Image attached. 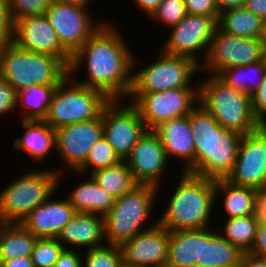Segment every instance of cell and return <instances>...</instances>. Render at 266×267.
I'll return each mask as SVG.
<instances>
[{
	"mask_svg": "<svg viewBox=\"0 0 266 267\" xmlns=\"http://www.w3.org/2000/svg\"><path fill=\"white\" fill-rule=\"evenodd\" d=\"M186 15L184 0H163L150 17L170 28L178 24Z\"/></svg>",
	"mask_w": 266,
	"mask_h": 267,
	"instance_id": "cell-37",
	"label": "cell"
},
{
	"mask_svg": "<svg viewBox=\"0 0 266 267\" xmlns=\"http://www.w3.org/2000/svg\"><path fill=\"white\" fill-rule=\"evenodd\" d=\"M211 227L201 229V267H240L244 253Z\"/></svg>",
	"mask_w": 266,
	"mask_h": 267,
	"instance_id": "cell-23",
	"label": "cell"
},
{
	"mask_svg": "<svg viewBox=\"0 0 266 267\" xmlns=\"http://www.w3.org/2000/svg\"><path fill=\"white\" fill-rule=\"evenodd\" d=\"M82 267H120L123 259L119 246L105 244L104 246L85 249Z\"/></svg>",
	"mask_w": 266,
	"mask_h": 267,
	"instance_id": "cell-35",
	"label": "cell"
},
{
	"mask_svg": "<svg viewBox=\"0 0 266 267\" xmlns=\"http://www.w3.org/2000/svg\"><path fill=\"white\" fill-rule=\"evenodd\" d=\"M173 193V194H172ZM157 223L170 231L204 229L215 209V180L183 172ZM214 207V209H213Z\"/></svg>",
	"mask_w": 266,
	"mask_h": 267,
	"instance_id": "cell-3",
	"label": "cell"
},
{
	"mask_svg": "<svg viewBox=\"0 0 266 267\" xmlns=\"http://www.w3.org/2000/svg\"><path fill=\"white\" fill-rule=\"evenodd\" d=\"M76 184L66 197L76 212L104 216L115 203V197L105 192L92 176Z\"/></svg>",
	"mask_w": 266,
	"mask_h": 267,
	"instance_id": "cell-26",
	"label": "cell"
},
{
	"mask_svg": "<svg viewBox=\"0 0 266 267\" xmlns=\"http://www.w3.org/2000/svg\"><path fill=\"white\" fill-rule=\"evenodd\" d=\"M166 267H201V229L170 231Z\"/></svg>",
	"mask_w": 266,
	"mask_h": 267,
	"instance_id": "cell-25",
	"label": "cell"
},
{
	"mask_svg": "<svg viewBox=\"0 0 266 267\" xmlns=\"http://www.w3.org/2000/svg\"><path fill=\"white\" fill-rule=\"evenodd\" d=\"M245 7L266 23V0H247Z\"/></svg>",
	"mask_w": 266,
	"mask_h": 267,
	"instance_id": "cell-46",
	"label": "cell"
},
{
	"mask_svg": "<svg viewBox=\"0 0 266 267\" xmlns=\"http://www.w3.org/2000/svg\"><path fill=\"white\" fill-rule=\"evenodd\" d=\"M13 44L23 50L54 56L69 68L71 56L62 48L46 15L16 20Z\"/></svg>",
	"mask_w": 266,
	"mask_h": 267,
	"instance_id": "cell-17",
	"label": "cell"
},
{
	"mask_svg": "<svg viewBox=\"0 0 266 267\" xmlns=\"http://www.w3.org/2000/svg\"><path fill=\"white\" fill-rule=\"evenodd\" d=\"M52 2L53 0H8L14 22L30 16L45 15Z\"/></svg>",
	"mask_w": 266,
	"mask_h": 267,
	"instance_id": "cell-38",
	"label": "cell"
},
{
	"mask_svg": "<svg viewBox=\"0 0 266 267\" xmlns=\"http://www.w3.org/2000/svg\"><path fill=\"white\" fill-rule=\"evenodd\" d=\"M170 28V36L160 50L170 55L190 57L201 64L208 52L211 38L218 28V21L214 17L187 14ZM200 50H204L205 53L202 54ZM199 53L203 56L200 57Z\"/></svg>",
	"mask_w": 266,
	"mask_h": 267,
	"instance_id": "cell-14",
	"label": "cell"
},
{
	"mask_svg": "<svg viewBox=\"0 0 266 267\" xmlns=\"http://www.w3.org/2000/svg\"><path fill=\"white\" fill-rule=\"evenodd\" d=\"M188 117L195 142L193 174L225 179L235 164L243 135L222 127L200 104Z\"/></svg>",
	"mask_w": 266,
	"mask_h": 267,
	"instance_id": "cell-2",
	"label": "cell"
},
{
	"mask_svg": "<svg viewBox=\"0 0 266 267\" xmlns=\"http://www.w3.org/2000/svg\"><path fill=\"white\" fill-rule=\"evenodd\" d=\"M57 239L65 249H75L73 248L74 246L76 250L80 246L86 247V249L104 246L106 242H104L103 217L90 213L76 212L71 221L64 226Z\"/></svg>",
	"mask_w": 266,
	"mask_h": 267,
	"instance_id": "cell-22",
	"label": "cell"
},
{
	"mask_svg": "<svg viewBox=\"0 0 266 267\" xmlns=\"http://www.w3.org/2000/svg\"><path fill=\"white\" fill-rule=\"evenodd\" d=\"M22 127L25 133L14 140V148L27 152L33 161L42 163L55 149V129L43 120H22Z\"/></svg>",
	"mask_w": 266,
	"mask_h": 267,
	"instance_id": "cell-24",
	"label": "cell"
},
{
	"mask_svg": "<svg viewBox=\"0 0 266 267\" xmlns=\"http://www.w3.org/2000/svg\"><path fill=\"white\" fill-rule=\"evenodd\" d=\"M102 117L55 129V151L63 166L74 172L85 162L93 145L102 136ZM57 149V150H56Z\"/></svg>",
	"mask_w": 266,
	"mask_h": 267,
	"instance_id": "cell-16",
	"label": "cell"
},
{
	"mask_svg": "<svg viewBox=\"0 0 266 267\" xmlns=\"http://www.w3.org/2000/svg\"><path fill=\"white\" fill-rule=\"evenodd\" d=\"M119 162H121L120 158L115 154L109 142L102 135L91 148L84 164L74 172L77 173L78 176H83L90 170L89 174L91 175L97 170L115 166Z\"/></svg>",
	"mask_w": 266,
	"mask_h": 267,
	"instance_id": "cell-34",
	"label": "cell"
},
{
	"mask_svg": "<svg viewBox=\"0 0 266 267\" xmlns=\"http://www.w3.org/2000/svg\"><path fill=\"white\" fill-rule=\"evenodd\" d=\"M91 176L105 192L115 198L123 196L138 185L125 161L97 170Z\"/></svg>",
	"mask_w": 266,
	"mask_h": 267,
	"instance_id": "cell-31",
	"label": "cell"
},
{
	"mask_svg": "<svg viewBox=\"0 0 266 267\" xmlns=\"http://www.w3.org/2000/svg\"><path fill=\"white\" fill-rule=\"evenodd\" d=\"M259 128L266 133V116L259 122Z\"/></svg>",
	"mask_w": 266,
	"mask_h": 267,
	"instance_id": "cell-54",
	"label": "cell"
},
{
	"mask_svg": "<svg viewBox=\"0 0 266 267\" xmlns=\"http://www.w3.org/2000/svg\"><path fill=\"white\" fill-rule=\"evenodd\" d=\"M120 267H148V266L130 265L126 264L125 262H122Z\"/></svg>",
	"mask_w": 266,
	"mask_h": 267,
	"instance_id": "cell-55",
	"label": "cell"
},
{
	"mask_svg": "<svg viewBox=\"0 0 266 267\" xmlns=\"http://www.w3.org/2000/svg\"><path fill=\"white\" fill-rule=\"evenodd\" d=\"M114 24L106 21L71 57L69 76L83 65L87 79L77 83L102 91L110 99L127 97L132 87L133 52Z\"/></svg>",
	"mask_w": 266,
	"mask_h": 267,
	"instance_id": "cell-1",
	"label": "cell"
},
{
	"mask_svg": "<svg viewBox=\"0 0 266 267\" xmlns=\"http://www.w3.org/2000/svg\"><path fill=\"white\" fill-rule=\"evenodd\" d=\"M240 267H266V258L254 256L250 253H244Z\"/></svg>",
	"mask_w": 266,
	"mask_h": 267,
	"instance_id": "cell-49",
	"label": "cell"
},
{
	"mask_svg": "<svg viewBox=\"0 0 266 267\" xmlns=\"http://www.w3.org/2000/svg\"><path fill=\"white\" fill-rule=\"evenodd\" d=\"M223 226L224 230L220 234L224 239L239 248L243 253H248L254 243L258 227L252 215L228 218Z\"/></svg>",
	"mask_w": 266,
	"mask_h": 267,
	"instance_id": "cell-33",
	"label": "cell"
},
{
	"mask_svg": "<svg viewBox=\"0 0 266 267\" xmlns=\"http://www.w3.org/2000/svg\"><path fill=\"white\" fill-rule=\"evenodd\" d=\"M187 14L214 17L219 20L220 13L215 0H184Z\"/></svg>",
	"mask_w": 266,
	"mask_h": 267,
	"instance_id": "cell-39",
	"label": "cell"
},
{
	"mask_svg": "<svg viewBox=\"0 0 266 267\" xmlns=\"http://www.w3.org/2000/svg\"><path fill=\"white\" fill-rule=\"evenodd\" d=\"M16 102L17 93L15 89L0 76V117L17 108Z\"/></svg>",
	"mask_w": 266,
	"mask_h": 267,
	"instance_id": "cell-40",
	"label": "cell"
},
{
	"mask_svg": "<svg viewBox=\"0 0 266 267\" xmlns=\"http://www.w3.org/2000/svg\"><path fill=\"white\" fill-rule=\"evenodd\" d=\"M76 81V82H75ZM111 99L69 75L57 85L43 121L52 129L97 118Z\"/></svg>",
	"mask_w": 266,
	"mask_h": 267,
	"instance_id": "cell-8",
	"label": "cell"
},
{
	"mask_svg": "<svg viewBox=\"0 0 266 267\" xmlns=\"http://www.w3.org/2000/svg\"><path fill=\"white\" fill-rule=\"evenodd\" d=\"M228 182L254 189H266V133L259 127L241 138L238 156Z\"/></svg>",
	"mask_w": 266,
	"mask_h": 267,
	"instance_id": "cell-15",
	"label": "cell"
},
{
	"mask_svg": "<svg viewBox=\"0 0 266 267\" xmlns=\"http://www.w3.org/2000/svg\"><path fill=\"white\" fill-rule=\"evenodd\" d=\"M13 43L4 35L0 33V57Z\"/></svg>",
	"mask_w": 266,
	"mask_h": 267,
	"instance_id": "cell-51",
	"label": "cell"
},
{
	"mask_svg": "<svg viewBox=\"0 0 266 267\" xmlns=\"http://www.w3.org/2000/svg\"><path fill=\"white\" fill-rule=\"evenodd\" d=\"M120 99H111L101 112L102 135L121 161L130 155L138 140L147 131L136 107Z\"/></svg>",
	"mask_w": 266,
	"mask_h": 267,
	"instance_id": "cell-13",
	"label": "cell"
},
{
	"mask_svg": "<svg viewBox=\"0 0 266 267\" xmlns=\"http://www.w3.org/2000/svg\"><path fill=\"white\" fill-rule=\"evenodd\" d=\"M261 61L265 67V70H266V39H265V42H264V45H263V48H262V58H261Z\"/></svg>",
	"mask_w": 266,
	"mask_h": 267,
	"instance_id": "cell-53",
	"label": "cell"
},
{
	"mask_svg": "<svg viewBox=\"0 0 266 267\" xmlns=\"http://www.w3.org/2000/svg\"><path fill=\"white\" fill-rule=\"evenodd\" d=\"M56 87L36 84L17 92V108L23 106L27 110L21 120H43Z\"/></svg>",
	"mask_w": 266,
	"mask_h": 267,
	"instance_id": "cell-32",
	"label": "cell"
},
{
	"mask_svg": "<svg viewBox=\"0 0 266 267\" xmlns=\"http://www.w3.org/2000/svg\"><path fill=\"white\" fill-rule=\"evenodd\" d=\"M218 27L230 35L251 39L266 38V23L245 6L220 13Z\"/></svg>",
	"mask_w": 266,
	"mask_h": 267,
	"instance_id": "cell-27",
	"label": "cell"
},
{
	"mask_svg": "<svg viewBox=\"0 0 266 267\" xmlns=\"http://www.w3.org/2000/svg\"><path fill=\"white\" fill-rule=\"evenodd\" d=\"M265 74V67L260 61L244 66L227 68L217 76L236 91L251 97L262 84Z\"/></svg>",
	"mask_w": 266,
	"mask_h": 267,
	"instance_id": "cell-30",
	"label": "cell"
},
{
	"mask_svg": "<svg viewBox=\"0 0 266 267\" xmlns=\"http://www.w3.org/2000/svg\"><path fill=\"white\" fill-rule=\"evenodd\" d=\"M251 215L258 225H266V189L256 190Z\"/></svg>",
	"mask_w": 266,
	"mask_h": 267,
	"instance_id": "cell-43",
	"label": "cell"
},
{
	"mask_svg": "<svg viewBox=\"0 0 266 267\" xmlns=\"http://www.w3.org/2000/svg\"><path fill=\"white\" fill-rule=\"evenodd\" d=\"M199 104L202 105L224 128L241 135L259 127L251 97L236 91L217 75L206 76L199 83Z\"/></svg>",
	"mask_w": 266,
	"mask_h": 267,
	"instance_id": "cell-6",
	"label": "cell"
},
{
	"mask_svg": "<svg viewBox=\"0 0 266 267\" xmlns=\"http://www.w3.org/2000/svg\"><path fill=\"white\" fill-rule=\"evenodd\" d=\"M257 189L237 186L225 179L215 180V201L219 194L224 196L223 207L228 218L250 216Z\"/></svg>",
	"mask_w": 266,
	"mask_h": 267,
	"instance_id": "cell-28",
	"label": "cell"
},
{
	"mask_svg": "<svg viewBox=\"0 0 266 267\" xmlns=\"http://www.w3.org/2000/svg\"><path fill=\"white\" fill-rule=\"evenodd\" d=\"M248 253L266 258V225H258L254 243Z\"/></svg>",
	"mask_w": 266,
	"mask_h": 267,
	"instance_id": "cell-45",
	"label": "cell"
},
{
	"mask_svg": "<svg viewBox=\"0 0 266 267\" xmlns=\"http://www.w3.org/2000/svg\"><path fill=\"white\" fill-rule=\"evenodd\" d=\"M157 60L139 69L133 57L132 87L130 93H154L175 88H193L192 79L200 64L186 56L170 55L160 51ZM191 82V83H190Z\"/></svg>",
	"mask_w": 266,
	"mask_h": 267,
	"instance_id": "cell-9",
	"label": "cell"
},
{
	"mask_svg": "<svg viewBox=\"0 0 266 267\" xmlns=\"http://www.w3.org/2000/svg\"><path fill=\"white\" fill-rule=\"evenodd\" d=\"M75 213L66 196L64 200L51 196L34 208L20 223L37 238H57Z\"/></svg>",
	"mask_w": 266,
	"mask_h": 267,
	"instance_id": "cell-20",
	"label": "cell"
},
{
	"mask_svg": "<svg viewBox=\"0 0 266 267\" xmlns=\"http://www.w3.org/2000/svg\"><path fill=\"white\" fill-rule=\"evenodd\" d=\"M163 0H133L137 7L141 10V12H145L147 17L153 14V12L159 7ZM149 15V16H148Z\"/></svg>",
	"mask_w": 266,
	"mask_h": 267,
	"instance_id": "cell-48",
	"label": "cell"
},
{
	"mask_svg": "<svg viewBox=\"0 0 266 267\" xmlns=\"http://www.w3.org/2000/svg\"><path fill=\"white\" fill-rule=\"evenodd\" d=\"M170 232L158 223L119 247L123 262L130 265L166 267Z\"/></svg>",
	"mask_w": 266,
	"mask_h": 267,
	"instance_id": "cell-19",
	"label": "cell"
},
{
	"mask_svg": "<svg viewBox=\"0 0 266 267\" xmlns=\"http://www.w3.org/2000/svg\"><path fill=\"white\" fill-rule=\"evenodd\" d=\"M135 181L160 188V181L170 163L159 137L147 130L125 159Z\"/></svg>",
	"mask_w": 266,
	"mask_h": 267,
	"instance_id": "cell-18",
	"label": "cell"
},
{
	"mask_svg": "<svg viewBox=\"0 0 266 267\" xmlns=\"http://www.w3.org/2000/svg\"><path fill=\"white\" fill-rule=\"evenodd\" d=\"M152 131L162 142L167 158H180L184 161L182 171L193 174L195 142L188 115L162 122Z\"/></svg>",
	"mask_w": 266,
	"mask_h": 267,
	"instance_id": "cell-21",
	"label": "cell"
},
{
	"mask_svg": "<svg viewBox=\"0 0 266 267\" xmlns=\"http://www.w3.org/2000/svg\"><path fill=\"white\" fill-rule=\"evenodd\" d=\"M147 130L160 123L190 114L199 104V85L194 88H175L154 93H129Z\"/></svg>",
	"mask_w": 266,
	"mask_h": 267,
	"instance_id": "cell-10",
	"label": "cell"
},
{
	"mask_svg": "<svg viewBox=\"0 0 266 267\" xmlns=\"http://www.w3.org/2000/svg\"><path fill=\"white\" fill-rule=\"evenodd\" d=\"M42 170V171H41ZM29 170L0 193V223H20L57 190L64 168Z\"/></svg>",
	"mask_w": 266,
	"mask_h": 267,
	"instance_id": "cell-5",
	"label": "cell"
},
{
	"mask_svg": "<svg viewBox=\"0 0 266 267\" xmlns=\"http://www.w3.org/2000/svg\"><path fill=\"white\" fill-rule=\"evenodd\" d=\"M37 239L21 223H0V260L31 256Z\"/></svg>",
	"mask_w": 266,
	"mask_h": 267,
	"instance_id": "cell-29",
	"label": "cell"
},
{
	"mask_svg": "<svg viewBox=\"0 0 266 267\" xmlns=\"http://www.w3.org/2000/svg\"><path fill=\"white\" fill-rule=\"evenodd\" d=\"M159 189L149 184H138L128 193L115 199L111 209L103 216L106 244L120 246L157 223L144 226L153 212L151 210L157 201Z\"/></svg>",
	"mask_w": 266,
	"mask_h": 267,
	"instance_id": "cell-4",
	"label": "cell"
},
{
	"mask_svg": "<svg viewBox=\"0 0 266 267\" xmlns=\"http://www.w3.org/2000/svg\"><path fill=\"white\" fill-rule=\"evenodd\" d=\"M0 33L13 43L14 21L9 11L8 0H0Z\"/></svg>",
	"mask_w": 266,
	"mask_h": 267,
	"instance_id": "cell-42",
	"label": "cell"
},
{
	"mask_svg": "<svg viewBox=\"0 0 266 267\" xmlns=\"http://www.w3.org/2000/svg\"><path fill=\"white\" fill-rule=\"evenodd\" d=\"M60 2H68V3H75L79 5H90L93 0H56Z\"/></svg>",
	"mask_w": 266,
	"mask_h": 267,
	"instance_id": "cell-52",
	"label": "cell"
},
{
	"mask_svg": "<svg viewBox=\"0 0 266 267\" xmlns=\"http://www.w3.org/2000/svg\"><path fill=\"white\" fill-rule=\"evenodd\" d=\"M0 267H34L31 256L0 260Z\"/></svg>",
	"mask_w": 266,
	"mask_h": 267,
	"instance_id": "cell-47",
	"label": "cell"
},
{
	"mask_svg": "<svg viewBox=\"0 0 266 267\" xmlns=\"http://www.w3.org/2000/svg\"><path fill=\"white\" fill-rule=\"evenodd\" d=\"M64 249L53 267H82L81 250Z\"/></svg>",
	"mask_w": 266,
	"mask_h": 267,
	"instance_id": "cell-44",
	"label": "cell"
},
{
	"mask_svg": "<svg viewBox=\"0 0 266 267\" xmlns=\"http://www.w3.org/2000/svg\"><path fill=\"white\" fill-rule=\"evenodd\" d=\"M88 7L90 6L53 0L46 11L45 15L54 28L62 48L71 57L105 22L95 21Z\"/></svg>",
	"mask_w": 266,
	"mask_h": 267,
	"instance_id": "cell-11",
	"label": "cell"
},
{
	"mask_svg": "<svg viewBox=\"0 0 266 267\" xmlns=\"http://www.w3.org/2000/svg\"><path fill=\"white\" fill-rule=\"evenodd\" d=\"M69 75V68L58 58L23 50L12 44L0 57V76L16 93L32 85L57 86Z\"/></svg>",
	"mask_w": 266,
	"mask_h": 267,
	"instance_id": "cell-7",
	"label": "cell"
},
{
	"mask_svg": "<svg viewBox=\"0 0 266 267\" xmlns=\"http://www.w3.org/2000/svg\"><path fill=\"white\" fill-rule=\"evenodd\" d=\"M253 114L258 122L266 116V74L257 91L251 96Z\"/></svg>",
	"mask_w": 266,
	"mask_h": 267,
	"instance_id": "cell-41",
	"label": "cell"
},
{
	"mask_svg": "<svg viewBox=\"0 0 266 267\" xmlns=\"http://www.w3.org/2000/svg\"><path fill=\"white\" fill-rule=\"evenodd\" d=\"M64 249L57 238H38L31 254L34 267H53Z\"/></svg>",
	"mask_w": 266,
	"mask_h": 267,
	"instance_id": "cell-36",
	"label": "cell"
},
{
	"mask_svg": "<svg viewBox=\"0 0 266 267\" xmlns=\"http://www.w3.org/2000/svg\"><path fill=\"white\" fill-rule=\"evenodd\" d=\"M265 39L230 35L218 27L211 38L200 71L208 70V75H218L227 68L260 62Z\"/></svg>",
	"mask_w": 266,
	"mask_h": 267,
	"instance_id": "cell-12",
	"label": "cell"
},
{
	"mask_svg": "<svg viewBox=\"0 0 266 267\" xmlns=\"http://www.w3.org/2000/svg\"><path fill=\"white\" fill-rule=\"evenodd\" d=\"M247 0H215L216 7L219 13L229 9L244 7Z\"/></svg>",
	"mask_w": 266,
	"mask_h": 267,
	"instance_id": "cell-50",
	"label": "cell"
}]
</instances>
